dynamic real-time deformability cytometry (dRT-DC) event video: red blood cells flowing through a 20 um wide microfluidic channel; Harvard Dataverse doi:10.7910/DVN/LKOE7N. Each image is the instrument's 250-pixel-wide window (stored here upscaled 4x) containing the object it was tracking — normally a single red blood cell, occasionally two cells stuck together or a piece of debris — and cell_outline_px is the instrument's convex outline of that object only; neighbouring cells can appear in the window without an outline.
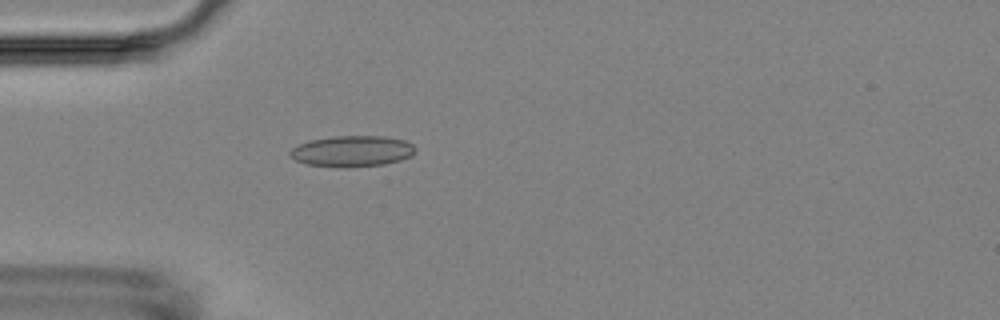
{"species": "Egyptian fruit bat (a non-hibernating species)", "species_latin": "Rousettus aegyptiacus", "temperature_condition": "room temperature", "stored_images_in_passage": 5, "camera_frame_rate_fps": 3000, "um_per_image_px": 0.085, "animal": {"sex": "female"}, "frame": {"image": 1, "passage_image": 5, "time_ms": 4.667, "image_size_px": [1000, 320], "cell_outline_px": [[416, 152], [400, 160], [384, 164], [308, 164], [296, 160], [288, 156], [288, 152], [292, 148], [308, 140], [332, 136], [384, 136], [404, 140], [412, 144], [416, 148]], "centroid_in_image_um": [29.93, 12.78], "position_along_channel_um": 55.1, "area_um2": 21.62}}